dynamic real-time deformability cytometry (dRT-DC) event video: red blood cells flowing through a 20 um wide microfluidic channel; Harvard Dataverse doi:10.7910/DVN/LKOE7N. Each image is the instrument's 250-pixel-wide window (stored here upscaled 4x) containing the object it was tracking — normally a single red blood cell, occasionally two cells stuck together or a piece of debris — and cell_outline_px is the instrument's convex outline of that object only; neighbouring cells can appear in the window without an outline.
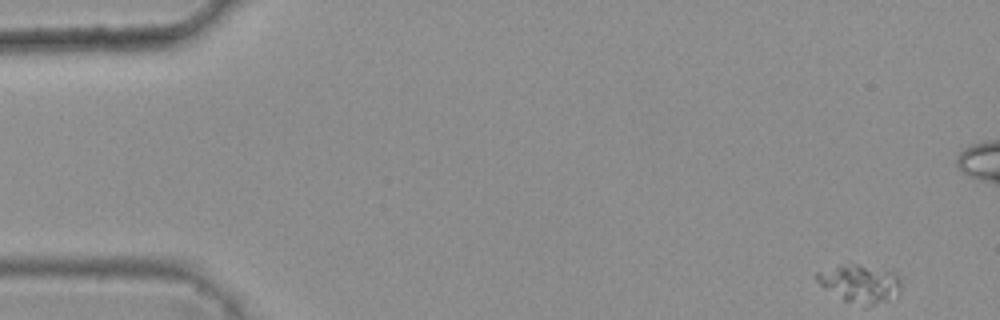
{"species": "common noctule bat (a hibernating species)", "species_latin": "Nyctalus noctula", "temperature_condition": "warm", "stored_images_in_passage": 47, "camera_frame_rate_fps": 3000, "um_per_image_px": 0.085, "animal": {"sex": "female", "body_mass_g": 25.1}, "frame": {"image": 1, "passage_image": 1, "time_ms": 0.0, "image_size_px": [1000, 320], "cell_outline_px": [[900, 292], [888, 300], [872, 304], [868, 304], [844, 300], [820, 284], [812, 276], [816, 272], [840, 264], [860, 264], [896, 272], [900, 280]], "centroid_in_image_um": [73.08, 24.04], "position_along_channel_um": 11.9, "area_um2": 18.32}}
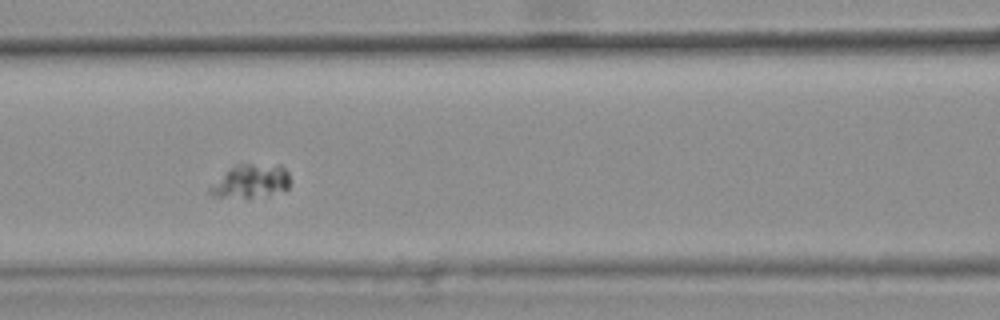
{"frame": {"image": 2, "passage_image": 22, "time_ms": 7.0, "image_size_px": [1000, 320], "cell_outline_px": [[288, 188], [268, 196], [248, 200], [216, 196], [208, 192], [208, 188], [236, 164], [280, 164], [288, 172]], "centroid_in_image_um": [21.34, 15.44], "position_along_channel_um": 145.3, "area_um2": 15.9}}
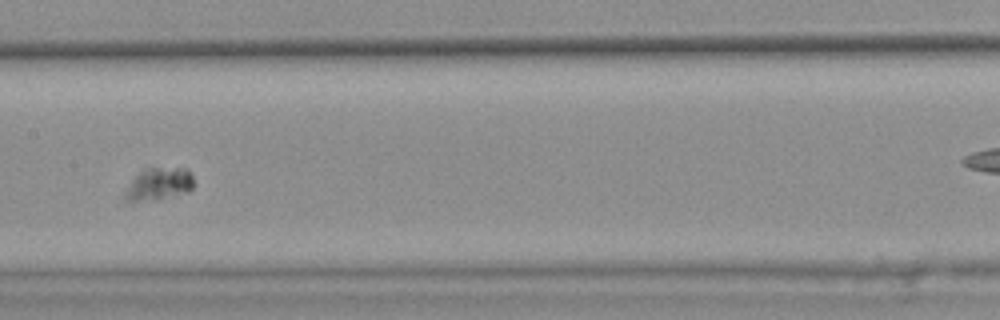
{"frame": {"image": 3, "passage_image": 26, "time_ms": 8.333, "image_size_px": [1000, 320], "cell_outline_px": [[192, 188], [188, 192], [140, 200], [124, 200], [124, 196], [132, 180], [144, 168], [188, 168], [192, 176]], "centroid_in_image_um": [13.53, 15.59], "position_along_channel_um": 193.9, "area_um2": 12.25}}